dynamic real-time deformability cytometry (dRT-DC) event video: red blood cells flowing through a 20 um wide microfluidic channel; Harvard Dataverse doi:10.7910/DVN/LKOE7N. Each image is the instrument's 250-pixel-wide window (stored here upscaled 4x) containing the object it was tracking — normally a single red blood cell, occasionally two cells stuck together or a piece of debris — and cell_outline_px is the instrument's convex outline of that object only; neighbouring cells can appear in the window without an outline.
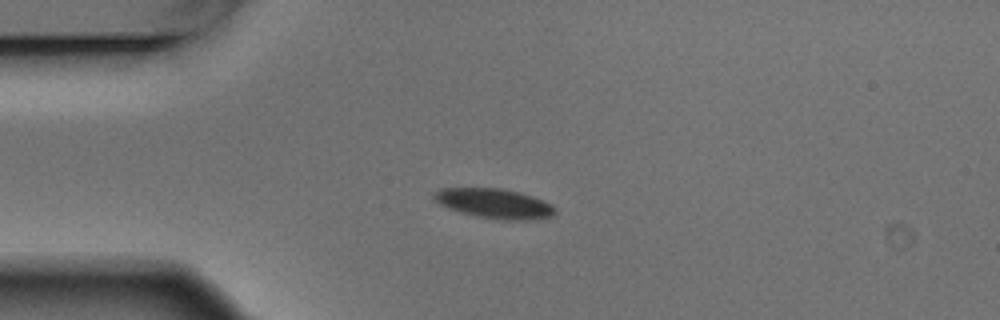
{"species": "Egyptian fruit bat (a non-hibernating species)", "species_latin": "Rousettus aegyptiacus", "temperature_condition": "warm", "stored_images_in_passage": 9, "camera_frame_rate_fps": 3000, "um_per_image_px": 0.085, "animal": {"sex": "male"}, "frame": {"image": 1, "passage_image": 2, "time_ms": 0.333, "image_size_px": [1000, 320], "cell_outline_px": [[556, 212], [552, 216], [532, 220], [500, 220], [476, 216], [460, 212], [448, 208], [440, 204], [432, 196], [440, 188], [500, 188], [520, 192], [532, 196], [552, 204], [556, 208]], "centroid_in_image_um": [42.05, 17.3], "position_along_channel_um": 43.0, "area_um2": 21.04}}
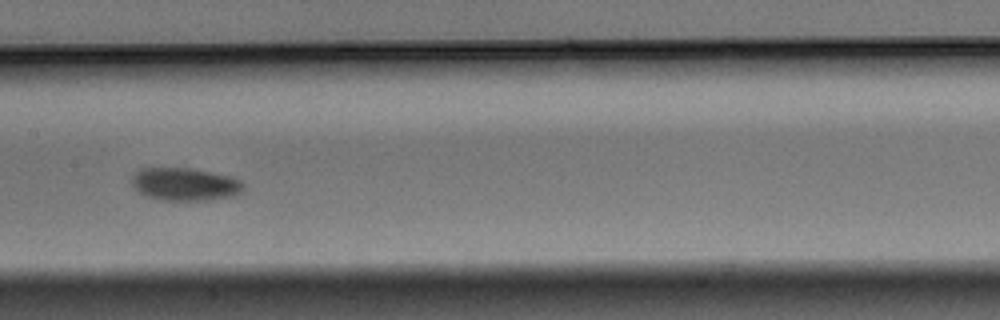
{"frame": {"image": 2, "passage_image": 6, "time_ms": 1.667, "image_size_px": [1000, 320], "cell_outline_px": [[244, 188], [236, 196], [212, 200], [164, 200], [148, 196], [140, 192], [132, 184], [132, 180], [136, 172], [140, 168], [180, 168], [208, 172], [228, 176], [240, 180], [244, 184]], "centroid_in_image_um": [15.75, 15.67], "position_along_channel_um": 191.6, "area_um2": 20.98}}
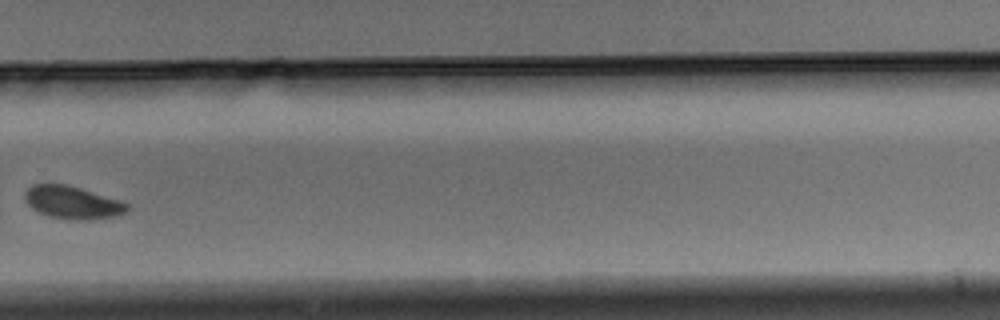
{"frame": {"image": 3, "passage_image": 9, "time_ms": 2.667, "image_size_px": [1000, 320], "cell_outline_px": [[128, 208], [124, 212], [116, 216], [88, 220], [48, 216], [32, 208], [24, 200], [24, 192], [32, 184], [68, 184], [120, 200], [128, 204]], "centroid_in_image_um": [6.14, 17.19], "position_along_channel_um": 323.7, "area_um2": 19.31}}